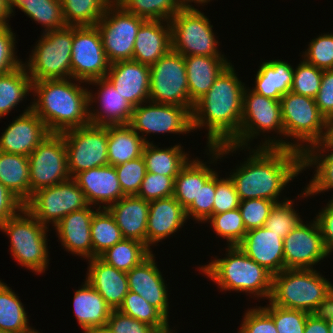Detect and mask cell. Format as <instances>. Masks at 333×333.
I'll use <instances>...</instances> for the list:
<instances>
[{
    "label": "cell",
    "instance_id": "obj_30",
    "mask_svg": "<svg viewBox=\"0 0 333 333\" xmlns=\"http://www.w3.org/2000/svg\"><path fill=\"white\" fill-rule=\"evenodd\" d=\"M190 100L197 102L214 84L219 74L230 64L224 56H185Z\"/></svg>",
    "mask_w": 333,
    "mask_h": 333
},
{
    "label": "cell",
    "instance_id": "obj_23",
    "mask_svg": "<svg viewBox=\"0 0 333 333\" xmlns=\"http://www.w3.org/2000/svg\"><path fill=\"white\" fill-rule=\"evenodd\" d=\"M99 86L97 95L89 90V106L98 100L99 109L89 108L90 123L95 125H125L128 124L134 109L127 100L117 92L114 85L106 78L88 83ZM97 96V97H96ZM92 103V104H91ZM93 108V110H91Z\"/></svg>",
    "mask_w": 333,
    "mask_h": 333
},
{
    "label": "cell",
    "instance_id": "obj_20",
    "mask_svg": "<svg viewBox=\"0 0 333 333\" xmlns=\"http://www.w3.org/2000/svg\"><path fill=\"white\" fill-rule=\"evenodd\" d=\"M105 78L133 108L142 103L148 104L150 66L134 60L115 62L110 64Z\"/></svg>",
    "mask_w": 333,
    "mask_h": 333
},
{
    "label": "cell",
    "instance_id": "obj_3",
    "mask_svg": "<svg viewBox=\"0 0 333 333\" xmlns=\"http://www.w3.org/2000/svg\"><path fill=\"white\" fill-rule=\"evenodd\" d=\"M71 79L32 82L33 96L37 97L31 103L32 110L50 133L61 134L90 123L89 91Z\"/></svg>",
    "mask_w": 333,
    "mask_h": 333
},
{
    "label": "cell",
    "instance_id": "obj_63",
    "mask_svg": "<svg viewBox=\"0 0 333 333\" xmlns=\"http://www.w3.org/2000/svg\"><path fill=\"white\" fill-rule=\"evenodd\" d=\"M321 138L308 149H333V115L325 118Z\"/></svg>",
    "mask_w": 333,
    "mask_h": 333
},
{
    "label": "cell",
    "instance_id": "obj_43",
    "mask_svg": "<svg viewBox=\"0 0 333 333\" xmlns=\"http://www.w3.org/2000/svg\"><path fill=\"white\" fill-rule=\"evenodd\" d=\"M123 235L107 209H98L91 221L92 258L122 241Z\"/></svg>",
    "mask_w": 333,
    "mask_h": 333
},
{
    "label": "cell",
    "instance_id": "obj_24",
    "mask_svg": "<svg viewBox=\"0 0 333 333\" xmlns=\"http://www.w3.org/2000/svg\"><path fill=\"white\" fill-rule=\"evenodd\" d=\"M237 247L272 275L284 270L283 239L264 226L248 230Z\"/></svg>",
    "mask_w": 333,
    "mask_h": 333
},
{
    "label": "cell",
    "instance_id": "obj_40",
    "mask_svg": "<svg viewBox=\"0 0 333 333\" xmlns=\"http://www.w3.org/2000/svg\"><path fill=\"white\" fill-rule=\"evenodd\" d=\"M24 305L12 289L0 280V329L11 333H35L29 326Z\"/></svg>",
    "mask_w": 333,
    "mask_h": 333
},
{
    "label": "cell",
    "instance_id": "obj_39",
    "mask_svg": "<svg viewBox=\"0 0 333 333\" xmlns=\"http://www.w3.org/2000/svg\"><path fill=\"white\" fill-rule=\"evenodd\" d=\"M29 92H32V80L24 64L8 73L0 74V118L17 107Z\"/></svg>",
    "mask_w": 333,
    "mask_h": 333
},
{
    "label": "cell",
    "instance_id": "obj_31",
    "mask_svg": "<svg viewBox=\"0 0 333 333\" xmlns=\"http://www.w3.org/2000/svg\"><path fill=\"white\" fill-rule=\"evenodd\" d=\"M74 293V313L84 333L107 326V321L113 309L87 280Z\"/></svg>",
    "mask_w": 333,
    "mask_h": 333
},
{
    "label": "cell",
    "instance_id": "obj_62",
    "mask_svg": "<svg viewBox=\"0 0 333 333\" xmlns=\"http://www.w3.org/2000/svg\"><path fill=\"white\" fill-rule=\"evenodd\" d=\"M304 333H329L327 321L322 312L308 314Z\"/></svg>",
    "mask_w": 333,
    "mask_h": 333
},
{
    "label": "cell",
    "instance_id": "obj_27",
    "mask_svg": "<svg viewBox=\"0 0 333 333\" xmlns=\"http://www.w3.org/2000/svg\"><path fill=\"white\" fill-rule=\"evenodd\" d=\"M171 49L170 22L145 20L137 32L132 60L151 66Z\"/></svg>",
    "mask_w": 333,
    "mask_h": 333
},
{
    "label": "cell",
    "instance_id": "obj_61",
    "mask_svg": "<svg viewBox=\"0 0 333 333\" xmlns=\"http://www.w3.org/2000/svg\"><path fill=\"white\" fill-rule=\"evenodd\" d=\"M23 208L24 203L0 182V226Z\"/></svg>",
    "mask_w": 333,
    "mask_h": 333
},
{
    "label": "cell",
    "instance_id": "obj_9",
    "mask_svg": "<svg viewBox=\"0 0 333 333\" xmlns=\"http://www.w3.org/2000/svg\"><path fill=\"white\" fill-rule=\"evenodd\" d=\"M73 26L42 33L27 63H23L32 82L71 78Z\"/></svg>",
    "mask_w": 333,
    "mask_h": 333
},
{
    "label": "cell",
    "instance_id": "obj_48",
    "mask_svg": "<svg viewBox=\"0 0 333 333\" xmlns=\"http://www.w3.org/2000/svg\"><path fill=\"white\" fill-rule=\"evenodd\" d=\"M274 320L278 333H304L307 312L272 304L262 307Z\"/></svg>",
    "mask_w": 333,
    "mask_h": 333
},
{
    "label": "cell",
    "instance_id": "obj_56",
    "mask_svg": "<svg viewBox=\"0 0 333 333\" xmlns=\"http://www.w3.org/2000/svg\"><path fill=\"white\" fill-rule=\"evenodd\" d=\"M15 36L9 24L0 26V74L8 73L23 64L15 55Z\"/></svg>",
    "mask_w": 333,
    "mask_h": 333
},
{
    "label": "cell",
    "instance_id": "obj_15",
    "mask_svg": "<svg viewBox=\"0 0 333 333\" xmlns=\"http://www.w3.org/2000/svg\"><path fill=\"white\" fill-rule=\"evenodd\" d=\"M109 67L97 26H73L72 80L81 84L105 78Z\"/></svg>",
    "mask_w": 333,
    "mask_h": 333
},
{
    "label": "cell",
    "instance_id": "obj_18",
    "mask_svg": "<svg viewBox=\"0 0 333 333\" xmlns=\"http://www.w3.org/2000/svg\"><path fill=\"white\" fill-rule=\"evenodd\" d=\"M284 269H313L328 257L316 220L303 221L283 239Z\"/></svg>",
    "mask_w": 333,
    "mask_h": 333
},
{
    "label": "cell",
    "instance_id": "obj_51",
    "mask_svg": "<svg viewBox=\"0 0 333 333\" xmlns=\"http://www.w3.org/2000/svg\"><path fill=\"white\" fill-rule=\"evenodd\" d=\"M303 55L302 57L307 63L317 68L333 69V34H321L312 39Z\"/></svg>",
    "mask_w": 333,
    "mask_h": 333
},
{
    "label": "cell",
    "instance_id": "obj_45",
    "mask_svg": "<svg viewBox=\"0 0 333 333\" xmlns=\"http://www.w3.org/2000/svg\"><path fill=\"white\" fill-rule=\"evenodd\" d=\"M117 310L124 315L151 325L160 333L172 332L168 319L137 293L129 291Z\"/></svg>",
    "mask_w": 333,
    "mask_h": 333
},
{
    "label": "cell",
    "instance_id": "obj_66",
    "mask_svg": "<svg viewBox=\"0 0 333 333\" xmlns=\"http://www.w3.org/2000/svg\"><path fill=\"white\" fill-rule=\"evenodd\" d=\"M181 1L185 7H192L193 4H191V2L198 3V5L210 2V0H181Z\"/></svg>",
    "mask_w": 333,
    "mask_h": 333
},
{
    "label": "cell",
    "instance_id": "obj_33",
    "mask_svg": "<svg viewBox=\"0 0 333 333\" xmlns=\"http://www.w3.org/2000/svg\"><path fill=\"white\" fill-rule=\"evenodd\" d=\"M145 141L128 124L108 125V161L117 166L142 156Z\"/></svg>",
    "mask_w": 333,
    "mask_h": 333
},
{
    "label": "cell",
    "instance_id": "obj_65",
    "mask_svg": "<svg viewBox=\"0 0 333 333\" xmlns=\"http://www.w3.org/2000/svg\"><path fill=\"white\" fill-rule=\"evenodd\" d=\"M322 313L326 318L329 333H333V304L328 306Z\"/></svg>",
    "mask_w": 333,
    "mask_h": 333
},
{
    "label": "cell",
    "instance_id": "obj_7",
    "mask_svg": "<svg viewBox=\"0 0 333 333\" xmlns=\"http://www.w3.org/2000/svg\"><path fill=\"white\" fill-rule=\"evenodd\" d=\"M244 88L242 102V121L239 134L229 143L216 147H208L207 154H211L214 163L230 152L242 150L249 147V142L260 135V133L271 131L284 136L280 100L260 95L249 87ZM249 143V144H248ZM242 148V149H241ZM238 149V150H237Z\"/></svg>",
    "mask_w": 333,
    "mask_h": 333
},
{
    "label": "cell",
    "instance_id": "obj_53",
    "mask_svg": "<svg viewBox=\"0 0 333 333\" xmlns=\"http://www.w3.org/2000/svg\"><path fill=\"white\" fill-rule=\"evenodd\" d=\"M175 177L147 172L137 196L149 202L171 197L174 193Z\"/></svg>",
    "mask_w": 333,
    "mask_h": 333
},
{
    "label": "cell",
    "instance_id": "obj_12",
    "mask_svg": "<svg viewBox=\"0 0 333 333\" xmlns=\"http://www.w3.org/2000/svg\"><path fill=\"white\" fill-rule=\"evenodd\" d=\"M61 134L65 140L68 169L72 178L91 168L109 165L108 126L89 123Z\"/></svg>",
    "mask_w": 333,
    "mask_h": 333
},
{
    "label": "cell",
    "instance_id": "obj_38",
    "mask_svg": "<svg viewBox=\"0 0 333 333\" xmlns=\"http://www.w3.org/2000/svg\"><path fill=\"white\" fill-rule=\"evenodd\" d=\"M326 151L328 154H322ZM302 165L303 170L316 166V173L300 197L305 198L333 189V149H307L302 154Z\"/></svg>",
    "mask_w": 333,
    "mask_h": 333
},
{
    "label": "cell",
    "instance_id": "obj_59",
    "mask_svg": "<svg viewBox=\"0 0 333 333\" xmlns=\"http://www.w3.org/2000/svg\"><path fill=\"white\" fill-rule=\"evenodd\" d=\"M315 103L325 118L333 115V69L323 70Z\"/></svg>",
    "mask_w": 333,
    "mask_h": 333
},
{
    "label": "cell",
    "instance_id": "obj_64",
    "mask_svg": "<svg viewBox=\"0 0 333 333\" xmlns=\"http://www.w3.org/2000/svg\"><path fill=\"white\" fill-rule=\"evenodd\" d=\"M8 0H0V26L8 24Z\"/></svg>",
    "mask_w": 333,
    "mask_h": 333
},
{
    "label": "cell",
    "instance_id": "obj_57",
    "mask_svg": "<svg viewBox=\"0 0 333 333\" xmlns=\"http://www.w3.org/2000/svg\"><path fill=\"white\" fill-rule=\"evenodd\" d=\"M246 311L238 333H278L273 318L261 306Z\"/></svg>",
    "mask_w": 333,
    "mask_h": 333
},
{
    "label": "cell",
    "instance_id": "obj_46",
    "mask_svg": "<svg viewBox=\"0 0 333 333\" xmlns=\"http://www.w3.org/2000/svg\"><path fill=\"white\" fill-rule=\"evenodd\" d=\"M207 221L216 235L227 240L228 246H237L247 233L239 208L212 215Z\"/></svg>",
    "mask_w": 333,
    "mask_h": 333
},
{
    "label": "cell",
    "instance_id": "obj_2",
    "mask_svg": "<svg viewBox=\"0 0 333 333\" xmlns=\"http://www.w3.org/2000/svg\"><path fill=\"white\" fill-rule=\"evenodd\" d=\"M234 69L230 63L194 103L192 128H207V147L229 144L239 134L245 83L240 81Z\"/></svg>",
    "mask_w": 333,
    "mask_h": 333
},
{
    "label": "cell",
    "instance_id": "obj_68",
    "mask_svg": "<svg viewBox=\"0 0 333 333\" xmlns=\"http://www.w3.org/2000/svg\"><path fill=\"white\" fill-rule=\"evenodd\" d=\"M0 333H11V332L4 331V330L0 329Z\"/></svg>",
    "mask_w": 333,
    "mask_h": 333
},
{
    "label": "cell",
    "instance_id": "obj_14",
    "mask_svg": "<svg viewBox=\"0 0 333 333\" xmlns=\"http://www.w3.org/2000/svg\"><path fill=\"white\" fill-rule=\"evenodd\" d=\"M88 205L84 192L71 178L57 185L36 190L24 207L37 220L49 227L50 222L55 226L67 214Z\"/></svg>",
    "mask_w": 333,
    "mask_h": 333
},
{
    "label": "cell",
    "instance_id": "obj_16",
    "mask_svg": "<svg viewBox=\"0 0 333 333\" xmlns=\"http://www.w3.org/2000/svg\"><path fill=\"white\" fill-rule=\"evenodd\" d=\"M28 158L31 196L38 189L72 178L62 134L50 133Z\"/></svg>",
    "mask_w": 333,
    "mask_h": 333
},
{
    "label": "cell",
    "instance_id": "obj_54",
    "mask_svg": "<svg viewBox=\"0 0 333 333\" xmlns=\"http://www.w3.org/2000/svg\"><path fill=\"white\" fill-rule=\"evenodd\" d=\"M275 202L262 198L240 201L239 210L246 230L263 227Z\"/></svg>",
    "mask_w": 333,
    "mask_h": 333
},
{
    "label": "cell",
    "instance_id": "obj_58",
    "mask_svg": "<svg viewBox=\"0 0 333 333\" xmlns=\"http://www.w3.org/2000/svg\"><path fill=\"white\" fill-rule=\"evenodd\" d=\"M107 326L114 333H160L151 325L124 315L118 310L111 311Z\"/></svg>",
    "mask_w": 333,
    "mask_h": 333
},
{
    "label": "cell",
    "instance_id": "obj_10",
    "mask_svg": "<svg viewBox=\"0 0 333 333\" xmlns=\"http://www.w3.org/2000/svg\"><path fill=\"white\" fill-rule=\"evenodd\" d=\"M199 9L185 7L170 20L172 50L185 56H224L219 52L213 25Z\"/></svg>",
    "mask_w": 333,
    "mask_h": 333
},
{
    "label": "cell",
    "instance_id": "obj_35",
    "mask_svg": "<svg viewBox=\"0 0 333 333\" xmlns=\"http://www.w3.org/2000/svg\"><path fill=\"white\" fill-rule=\"evenodd\" d=\"M199 158L191 159L174 179V198L186 209L195 198L200 188L216 173Z\"/></svg>",
    "mask_w": 333,
    "mask_h": 333
},
{
    "label": "cell",
    "instance_id": "obj_49",
    "mask_svg": "<svg viewBox=\"0 0 333 333\" xmlns=\"http://www.w3.org/2000/svg\"><path fill=\"white\" fill-rule=\"evenodd\" d=\"M323 70L307 63L304 59L294 69L291 91L315 98L319 92Z\"/></svg>",
    "mask_w": 333,
    "mask_h": 333
},
{
    "label": "cell",
    "instance_id": "obj_55",
    "mask_svg": "<svg viewBox=\"0 0 333 333\" xmlns=\"http://www.w3.org/2000/svg\"><path fill=\"white\" fill-rule=\"evenodd\" d=\"M216 172V192L213 204V215L234 210L240 205L234 182L230 177L219 178Z\"/></svg>",
    "mask_w": 333,
    "mask_h": 333
},
{
    "label": "cell",
    "instance_id": "obj_34",
    "mask_svg": "<svg viewBox=\"0 0 333 333\" xmlns=\"http://www.w3.org/2000/svg\"><path fill=\"white\" fill-rule=\"evenodd\" d=\"M0 182L25 204L31 198L29 158L0 151Z\"/></svg>",
    "mask_w": 333,
    "mask_h": 333
},
{
    "label": "cell",
    "instance_id": "obj_52",
    "mask_svg": "<svg viewBox=\"0 0 333 333\" xmlns=\"http://www.w3.org/2000/svg\"><path fill=\"white\" fill-rule=\"evenodd\" d=\"M216 192V173L200 188L197 198L185 209L187 219L192 216L196 222H207L213 215Z\"/></svg>",
    "mask_w": 333,
    "mask_h": 333
},
{
    "label": "cell",
    "instance_id": "obj_13",
    "mask_svg": "<svg viewBox=\"0 0 333 333\" xmlns=\"http://www.w3.org/2000/svg\"><path fill=\"white\" fill-rule=\"evenodd\" d=\"M145 19L126 12L113 1L96 25L110 64L132 60L137 32Z\"/></svg>",
    "mask_w": 333,
    "mask_h": 333
},
{
    "label": "cell",
    "instance_id": "obj_28",
    "mask_svg": "<svg viewBox=\"0 0 333 333\" xmlns=\"http://www.w3.org/2000/svg\"><path fill=\"white\" fill-rule=\"evenodd\" d=\"M107 210L114 217L124 239H133L147 246L149 201L137 195H126Z\"/></svg>",
    "mask_w": 333,
    "mask_h": 333
},
{
    "label": "cell",
    "instance_id": "obj_4",
    "mask_svg": "<svg viewBox=\"0 0 333 333\" xmlns=\"http://www.w3.org/2000/svg\"><path fill=\"white\" fill-rule=\"evenodd\" d=\"M269 301L277 306L321 313L333 304V284L313 269H284L273 275Z\"/></svg>",
    "mask_w": 333,
    "mask_h": 333
},
{
    "label": "cell",
    "instance_id": "obj_42",
    "mask_svg": "<svg viewBox=\"0 0 333 333\" xmlns=\"http://www.w3.org/2000/svg\"><path fill=\"white\" fill-rule=\"evenodd\" d=\"M67 26H96L114 0H60Z\"/></svg>",
    "mask_w": 333,
    "mask_h": 333
},
{
    "label": "cell",
    "instance_id": "obj_11",
    "mask_svg": "<svg viewBox=\"0 0 333 333\" xmlns=\"http://www.w3.org/2000/svg\"><path fill=\"white\" fill-rule=\"evenodd\" d=\"M149 101L179 105L192 112L183 55L171 49L150 66Z\"/></svg>",
    "mask_w": 333,
    "mask_h": 333
},
{
    "label": "cell",
    "instance_id": "obj_26",
    "mask_svg": "<svg viewBox=\"0 0 333 333\" xmlns=\"http://www.w3.org/2000/svg\"><path fill=\"white\" fill-rule=\"evenodd\" d=\"M186 210L174 196L149 202L147 221V247L177 232L186 222Z\"/></svg>",
    "mask_w": 333,
    "mask_h": 333
},
{
    "label": "cell",
    "instance_id": "obj_32",
    "mask_svg": "<svg viewBox=\"0 0 333 333\" xmlns=\"http://www.w3.org/2000/svg\"><path fill=\"white\" fill-rule=\"evenodd\" d=\"M266 61L259 66L252 90L265 97L280 100L291 91L294 68L290 63L279 59Z\"/></svg>",
    "mask_w": 333,
    "mask_h": 333
},
{
    "label": "cell",
    "instance_id": "obj_1",
    "mask_svg": "<svg viewBox=\"0 0 333 333\" xmlns=\"http://www.w3.org/2000/svg\"><path fill=\"white\" fill-rule=\"evenodd\" d=\"M248 149L249 158L230 175L240 201L262 198L279 203L282 190L303 171L302 153L290 148ZM252 154V155H251Z\"/></svg>",
    "mask_w": 333,
    "mask_h": 333
},
{
    "label": "cell",
    "instance_id": "obj_17",
    "mask_svg": "<svg viewBox=\"0 0 333 333\" xmlns=\"http://www.w3.org/2000/svg\"><path fill=\"white\" fill-rule=\"evenodd\" d=\"M148 103V105L142 103L134 107L128 123L139 135L140 132L143 134L141 137L145 143H149L145 136L150 133L186 134L193 132L192 113L188 108L152 101Z\"/></svg>",
    "mask_w": 333,
    "mask_h": 333
},
{
    "label": "cell",
    "instance_id": "obj_67",
    "mask_svg": "<svg viewBox=\"0 0 333 333\" xmlns=\"http://www.w3.org/2000/svg\"><path fill=\"white\" fill-rule=\"evenodd\" d=\"M88 333H114L108 326H102L91 330Z\"/></svg>",
    "mask_w": 333,
    "mask_h": 333
},
{
    "label": "cell",
    "instance_id": "obj_8",
    "mask_svg": "<svg viewBox=\"0 0 333 333\" xmlns=\"http://www.w3.org/2000/svg\"><path fill=\"white\" fill-rule=\"evenodd\" d=\"M0 230L10 237L9 250L22 267L36 274L45 272L49 264L47 226L24 207L17 215L2 224Z\"/></svg>",
    "mask_w": 333,
    "mask_h": 333
},
{
    "label": "cell",
    "instance_id": "obj_50",
    "mask_svg": "<svg viewBox=\"0 0 333 333\" xmlns=\"http://www.w3.org/2000/svg\"><path fill=\"white\" fill-rule=\"evenodd\" d=\"M121 189L125 195H137L147 173L142 156L115 166Z\"/></svg>",
    "mask_w": 333,
    "mask_h": 333
},
{
    "label": "cell",
    "instance_id": "obj_29",
    "mask_svg": "<svg viewBox=\"0 0 333 333\" xmlns=\"http://www.w3.org/2000/svg\"><path fill=\"white\" fill-rule=\"evenodd\" d=\"M87 282L117 310L129 292L127 274L106 264L99 257L88 259Z\"/></svg>",
    "mask_w": 333,
    "mask_h": 333
},
{
    "label": "cell",
    "instance_id": "obj_36",
    "mask_svg": "<svg viewBox=\"0 0 333 333\" xmlns=\"http://www.w3.org/2000/svg\"><path fill=\"white\" fill-rule=\"evenodd\" d=\"M16 7L31 20L43 25V33L67 27L60 0H8L10 17L14 15Z\"/></svg>",
    "mask_w": 333,
    "mask_h": 333
},
{
    "label": "cell",
    "instance_id": "obj_25",
    "mask_svg": "<svg viewBox=\"0 0 333 333\" xmlns=\"http://www.w3.org/2000/svg\"><path fill=\"white\" fill-rule=\"evenodd\" d=\"M91 205L73 211L63 217L55 226L56 235L63 248L85 259L92 258L91 221L94 211Z\"/></svg>",
    "mask_w": 333,
    "mask_h": 333
},
{
    "label": "cell",
    "instance_id": "obj_19",
    "mask_svg": "<svg viewBox=\"0 0 333 333\" xmlns=\"http://www.w3.org/2000/svg\"><path fill=\"white\" fill-rule=\"evenodd\" d=\"M49 134L45 123L30 105L2 133L0 151L28 157Z\"/></svg>",
    "mask_w": 333,
    "mask_h": 333
},
{
    "label": "cell",
    "instance_id": "obj_41",
    "mask_svg": "<svg viewBox=\"0 0 333 333\" xmlns=\"http://www.w3.org/2000/svg\"><path fill=\"white\" fill-rule=\"evenodd\" d=\"M152 251L140 241L123 239L102 253L99 258L114 268L128 272L145 260Z\"/></svg>",
    "mask_w": 333,
    "mask_h": 333
},
{
    "label": "cell",
    "instance_id": "obj_21",
    "mask_svg": "<svg viewBox=\"0 0 333 333\" xmlns=\"http://www.w3.org/2000/svg\"><path fill=\"white\" fill-rule=\"evenodd\" d=\"M154 257L151 253L139 265L126 272L128 287L129 291L139 294L168 319V289Z\"/></svg>",
    "mask_w": 333,
    "mask_h": 333
},
{
    "label": "cell",
    "instance_id": "obj_60",
    "mask_svg": "<svg viewBox=\"0 0 333 333\" xmlns=\"http://www.w3.org/2000/svg\"><path fill=\"white\" fill-rule=\"evenodd\" d=\"M316 216L314 219L322 234L326 252L330 255L333 251V199Z\"/></svg>",
    "mask_w": 333,
    "mask_h": 333
},
{
    "label": "cell",
    "instance_id": "obj_5",
    "mask_svg": "<svg viewBox=\"0 0 333 333\" xmlns=\"http://www.w3.org/2000/svg\"><path fill=\"white\" fill-rule=\"evenodd\" d=\"M227 247V257L217 259L215 256V260L199 267V270L217 283L221 291H242L269 300L273 275L248 257L239 247Z\"/></svg>",
    "mask_w": 333,
    "mask_h": 333
},
{
    "label": "cell",
    "instance_id": "obj_37",
    "mask_svg": "<svg viewBox=\"0 0 333 333\" xmlns=\"http://www.w3.org/2000/svg\"><path fill=\"white\" fill-rule=\"evenodd\" d=\"M142 157L147 172L165 176H177L190 159L180 144L160 149L152 142L145 144Z\"/></svg>",
    "mask_w": 333,
    "mask_h": 333
},
{
    "label": "cell",
    "instance_id": "obj_47",
    "mask_svg": "<svg viewBox=\"0 0 333 333\" xmlns=\"http://www.w3.org/2000/svg\"><path fill=\"white\" fill-rule=\"evenodd\" d=\"M293 207V201L284 198L280 203H275L270 210L264 227L284 239L294 228L301 224L302 219Z\"/></svg>",
    "mask_w": 333,
    "mask_h": 333
},
{
    "label": "cell",
    "instance_id": "obj_22",
    "mask_svg": "<svg viewBox=\"0 0 333 333\" xmlns=\"http://www.w3.org/2000/svg\"><path fill=\"white\" fill-rule=\"evenodd\" d=\"M84 192L89 205H99V209H107L126 196L120 186L115 166L95 167L78 173L73 178ZM105 205V206H104Z\"/></svg>",
    "mask_w": 333,
    "mask_h": 333
},
{
    "label": "cell",
    "instance_id": "obj_6",
    "mask_svg": "<svg viewBox=\"0 0 333 333\" xmlns=\"http://www.w3.org/2000/svg\"><path fill=\"white\" fill-rule=\"evenodd\" d=\"M280 104L284 138L285 136L286 138L290 137L294 142L283 140V138L276 140L272 137H265V141L262 144L260 143L258 147L290 148L303 154L321 138L324 131L325 117L320 113L315 98L296 94L292 91L282 96ZM294 139H297V142Z\"/></svg>",
    "mask_w": 333,
    "mask_h": 333
},
{
    "label": "cell",
    "instance_id": "obj_44",
    "mask_svg": "<svg viewBox=\"0 0 333 333\" xmlns=\"http://www.w3.org/2000/svg\"><path fill=\"white\" fill-rule=\"evenodd\" d=\"M126 12L145 20L169 21L185 6L181 0H114Z\"/></svg>",
    "mask_w": 333,
    "mask_h": 333
}]
</instances>
